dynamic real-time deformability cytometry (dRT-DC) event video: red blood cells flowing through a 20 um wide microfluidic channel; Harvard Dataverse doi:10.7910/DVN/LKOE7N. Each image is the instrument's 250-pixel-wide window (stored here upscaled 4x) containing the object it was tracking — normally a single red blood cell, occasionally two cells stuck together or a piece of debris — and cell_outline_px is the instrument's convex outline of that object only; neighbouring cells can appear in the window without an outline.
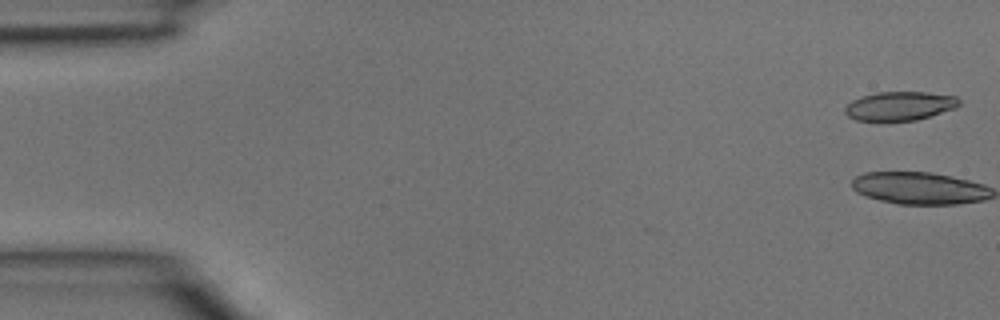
{"species": "common noctule bat (a hibernating species)", "species_latin": "Nyctalus noctula", "temperature_condition": "room temperature", "stored_images_in_passage": 4, "camera_frame_rate_fps": 3000, "um_per_image_px": 0.085, "animal": {"sex": "male", "body_mass_g": 15.6}, "frame": {"image": 1, "passage_image": 1, "time_ms": 0.0, "image_size_px": [1000, 320], "cell_outline_px": [[960, 104], [952, 108], [916, 120], [856, 120], [848, 116], [844, 112], [844, 108], [852, 100], [860, 96], [876, 92], [924, 92], [956, 96], [960, 100]], "centroid_in_image_um": [76.42, 8.99], "position_along_channel_um": 8.6, "area_um2": 18.9}}